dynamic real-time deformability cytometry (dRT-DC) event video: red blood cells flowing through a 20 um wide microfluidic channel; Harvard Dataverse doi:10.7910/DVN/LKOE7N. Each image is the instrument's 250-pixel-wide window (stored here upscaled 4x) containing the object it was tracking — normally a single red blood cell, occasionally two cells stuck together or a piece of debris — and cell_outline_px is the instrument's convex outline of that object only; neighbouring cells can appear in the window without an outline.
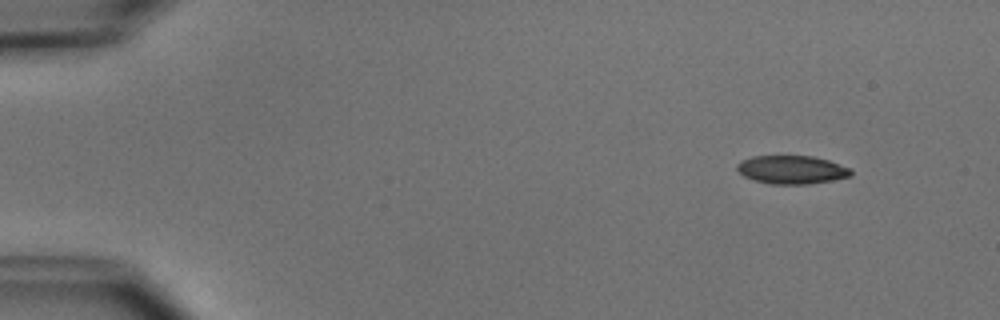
{"species": "common noctule bat (a hibernating species)", "species_latin": "Nyctalus noctula", "temperature_condition": "cold", "stored_images_in_passage": 4, "camera_frame_rate_fps": 3000, "um_per_image_px": 0.085, "animal": {"sex": "male", "body_mass_g": 15.6}, "frame": {"image": 1, "passage_image": 1, "time_ms": 0.0, "image_size_px": [1000, 320], "cell_outline_px": [[852, 176], [832, 180], [808, 184], [772, 184], [756, 180], [744, 176], [736, 168], [736, 164], [740, 160], [752, 156], [812, 156], [828, 160], [852, 168]], "centroid_in_image_um": [67.31, 14.42], "position_along_channel_um": 17.7, "area_um2": 18.84}}
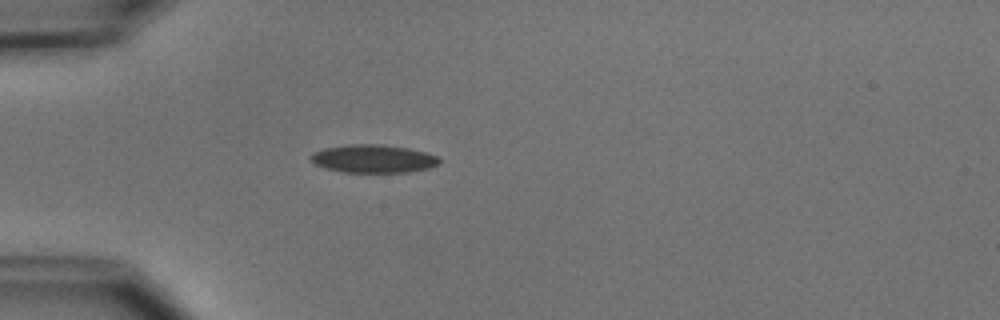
{"frame": {"image": 2, "passage_image": 4, "time_ms": 3.333, "image_size_px": [1000, 320], "cell_outline_px": [[440, 164], [428, 168], [408, 172], [344, 172], [328, 168], [316, 164], [308, 156], [312, 152], [324, 148], [348, 144], [380, 144], [408, 148], [424, 152], [436, 156], [440, 160]], "centroid_in_image_um": [31.72, 13.48], "position_along_channel_um": 53.3, "area_um2": 20.92}}